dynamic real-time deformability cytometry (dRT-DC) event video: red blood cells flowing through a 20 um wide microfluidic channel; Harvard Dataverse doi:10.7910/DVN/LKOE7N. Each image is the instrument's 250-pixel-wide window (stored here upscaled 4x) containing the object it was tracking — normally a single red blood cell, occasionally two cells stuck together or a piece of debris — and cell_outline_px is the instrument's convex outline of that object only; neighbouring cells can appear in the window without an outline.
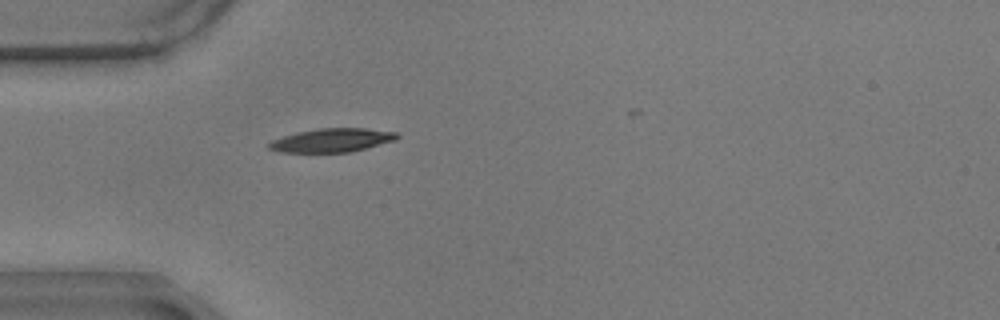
{"species": "common noctule bat (a hibernating species)", "species_latin": "Nyctalus noctula", "temperature_condition": "warm", "stored_images_in_passage": 35, "camera_frame_rate_fps": 3000, "um_per_image_px": 0.085, "animal": {"sex": "male", "body_mass_g": 17.9}, "frame": {"image": 1, "passage_image": 2, "time_ms": 0.333, "image_size_px": [1000, 320], "cell_outline_px": [[400, 136], [396, 140], [352, 152], [280, 152], [268, 148], [268, 144], [272, 140], [296, 132], [316, 128], [364, 128], [396, 132]], "centroid_in_image_um": [28.23, 11.91], "position_along_channel_um": 56.8, "area_um2": 17.69}}
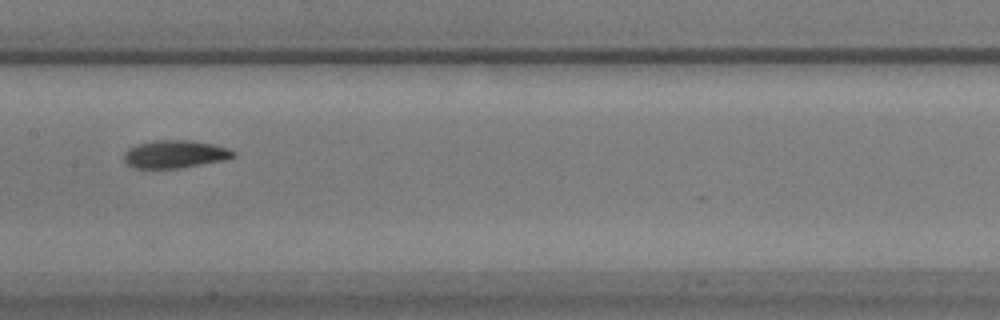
{"frame": {"image": 2, "passage_image": 14, "time_ms": 4.333, "image_size_px": [1000, 320], "cell_outline_px": [[236, 156], [228, 160], [180, 168], [132, 168], [124, 160], [124, 152], [128, 148], [136, 144], [152, 140], [188, 140], [212, 144], [228, 148], [236, 152]], "centroid_in_image_um": [14.88, 13.1], "position_along_channel_um": 192.5, "area_um2": 17.98}}
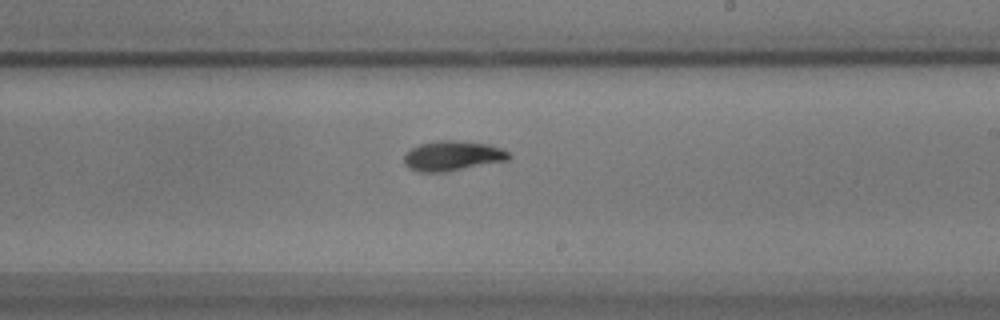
{"frame": {"image": 3, "passage_image": 19, "time_ms": 6.0, "image_size_px": [1000, 320], "cell_outline_px": [[512, 156], [508, 160], [444, 172], [420, 172], [408, 168], [404, 164], [404, 156], [412, 148], [420, 144], [440, 140], [460, 140], [488, 144], [500, 148], [508, 152]], "centroid_in_image_um": [38.46, 13.24], "position_along_channel_um": 250.5, "area_um2": 18.21}, "authors_computed_cell_mechanics": {"area_um2": 17.6868, "velocity_mm_per_s": 3.4888, "shape_relaxation_time_tau1_ms": 3.4767, "shape_relaxation_time_tau2_ms": 4.4921, "deformation_change_tau1": 0.1381, "deformation_change_tau2": 0.0986}}